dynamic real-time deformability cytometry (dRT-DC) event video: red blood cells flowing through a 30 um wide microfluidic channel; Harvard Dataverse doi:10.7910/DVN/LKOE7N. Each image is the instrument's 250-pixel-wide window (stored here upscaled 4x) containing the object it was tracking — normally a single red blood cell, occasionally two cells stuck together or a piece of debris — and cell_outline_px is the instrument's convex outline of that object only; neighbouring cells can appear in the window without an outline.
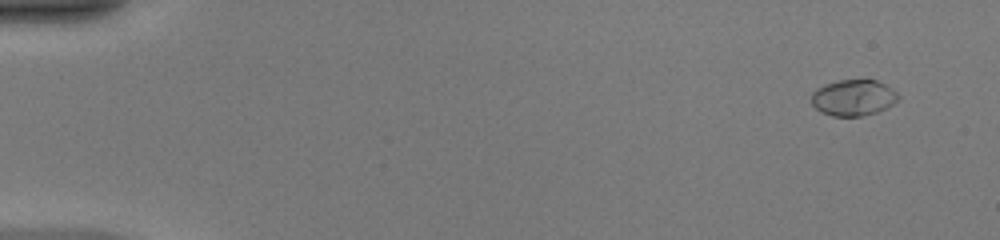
{"species": "common noctule bat (a hibernating species)", "species_latin": "Nyctalus noctula", "temperature_condition": "warm", "stored_images_in_passage": 12, "segment_of_instrument_passage": [1, 2], "camera_frame_rate_fps": 3000, "um_per_image_px": 0.085, "animal": {"sex": "female", "body_mass_g": 20.0, "forearm_length_mm": 54.0}, "frame": {"image": 1, "passage_image": 1, "time_ms": 0.0, "image_size_px": [1000, 240], "cell_outline_px": [[900, 100], [876, 112], [864, 116], [832, 116], [820, 112], [812, 104], [812, 92], [816, 88], [824, 84], [840, 80], [876, 80], [892, 88], [900, 96]], "centroid_in_image_um": [72.53, 8.3], "position_along_channel_um": 12.5, "area_um2": 18.32}}